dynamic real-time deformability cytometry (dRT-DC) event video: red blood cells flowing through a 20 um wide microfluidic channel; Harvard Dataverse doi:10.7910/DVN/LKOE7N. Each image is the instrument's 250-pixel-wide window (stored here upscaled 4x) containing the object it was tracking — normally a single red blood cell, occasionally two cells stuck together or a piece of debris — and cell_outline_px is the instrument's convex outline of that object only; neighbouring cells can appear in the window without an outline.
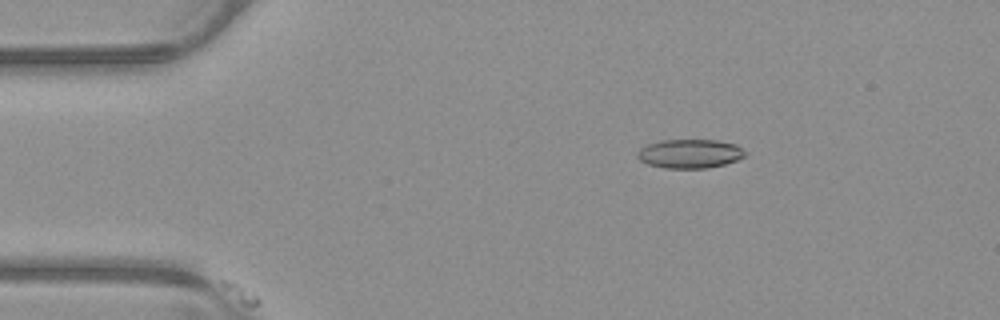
{"species": "common noctule bat (a hibernating species)", "species_latin": "Nyctalus noctula", "temperature_condition": "warm", "stored_images_in_passage": 10, "camera_frame_rate_fps": 3000, "um_per_image_px": 0.085, "animal": {"sex": "male", "body_mass_g": 23.1, "forearm_length_mm": 52.7}, "frame": {"image": 1, "passage_image": 9, "time_ms": 2.667, "image_size_px": [1000, 320], "cell_outline_px": [[748, 156], [724, 164], [708, 168], [664, 168], [648, 164], [640, 160], [636, 156], [636, 152], [640, 148], [648, 144], [660, 140], [716, 140], [736, 144], [748, 152]], "centroid_in_image_um": [58.66, 13.06], "position_along_channel_um": 26.3, "area_um2": 18.38}}